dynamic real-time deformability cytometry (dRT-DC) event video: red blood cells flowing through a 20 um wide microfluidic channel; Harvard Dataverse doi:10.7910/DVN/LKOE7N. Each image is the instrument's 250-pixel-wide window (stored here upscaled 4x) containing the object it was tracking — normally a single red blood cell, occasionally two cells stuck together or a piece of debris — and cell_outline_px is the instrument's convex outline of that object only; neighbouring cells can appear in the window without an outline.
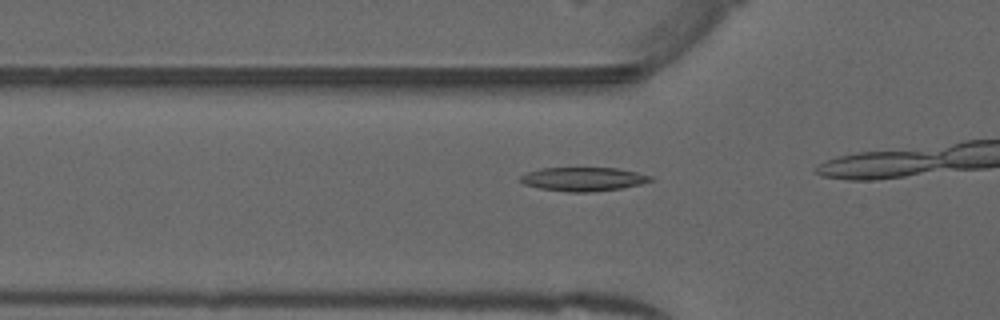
{"species": "common noctule bat (a hibernating species)", "species_latin": "Nyctalus noctula", "temperature_condition": "warm", "stored_images_in_passage": 12, "camera_frame_rate_fps": 3000, "um_per_image_px": 0.085, "animal": {"sex": "male", "forearm_length_mm": 52.5}, "frame": {"image": 1, "passage_image": 10, "time_ms": 3.0, "image_size_px": [1000, 320], "cell_outline_px": [[652, 180], [640, 184], [620, 188], [592, 192], [568, 192], [540, 188], [524, 184], [520, 180], [520, 176], [528, 172], [540, 168], [616, 168], [636, 172], [652, 176]], "centroid_in_image_um": [49.56, 15.22], "position_along_channel_um": 76.2, "area_um2": 17.86}}